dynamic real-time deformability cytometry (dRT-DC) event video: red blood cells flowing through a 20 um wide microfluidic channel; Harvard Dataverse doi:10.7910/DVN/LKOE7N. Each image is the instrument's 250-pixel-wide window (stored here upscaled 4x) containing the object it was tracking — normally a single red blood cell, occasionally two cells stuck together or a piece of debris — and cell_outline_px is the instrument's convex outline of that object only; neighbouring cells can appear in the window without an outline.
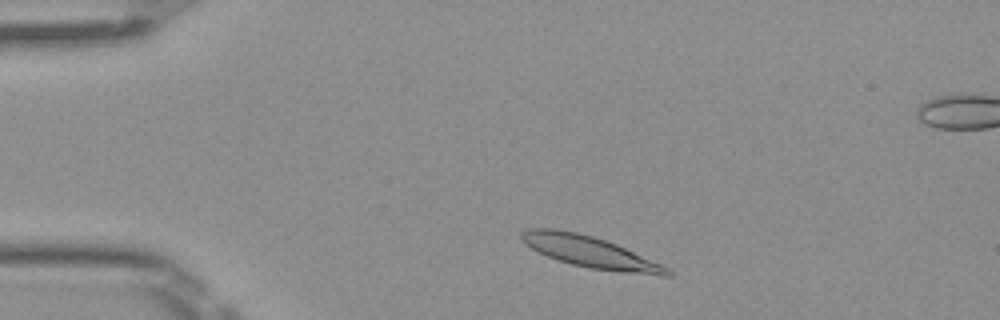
{"species": "Egyptian fruit bat (a non-hibernating species)", "species_latin": "Rousettus aegyptiacus", "temperature_condition": "room temperature", "stored_images_in_passage": 45, "camera_frame_rate_fps": 3000, "um_per_image_px": 0.085, "frame": {"image": 1, "passage_image": 4, "time_ms": 1.0, "image_size_px": [1000, 320], "cell_outline_px": [[672, 276], [660, 276], [620, 272], [588, 268], [556, 260], [524, 244], [520, 240], [520, 232], [528, 228], [556, 228], [576, 232], [592, 236], [616, 244], [660, 264], [668, 268], [672, 272]], "centroid_in_image_um": [50.11, 21.42], "position_along_channel_um": 34.9, "area_um2": 26.59}}
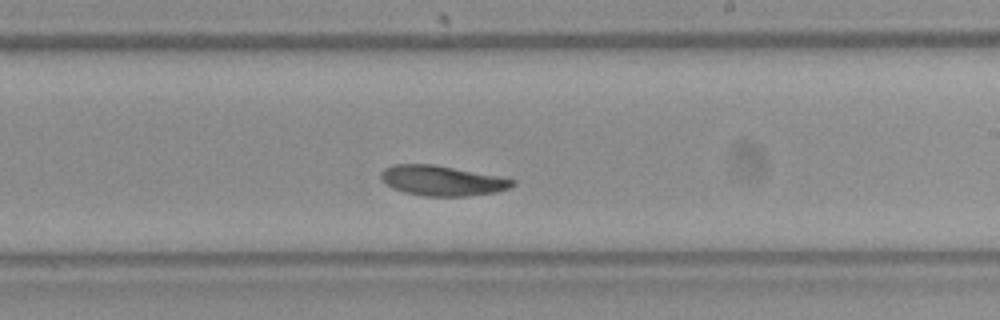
{"frame": {"image": 2, "passage_image": 24, "time_ms": 7.667, "image_size_px": [1000, 320], "cell_outline_px": [[516, 184], [508, 188], [496, 192], [464, 196], [424, 196], [404, 192], [392, 188], [380, 176], [380, 172], [384, 168], [392, 164], [432, 164], [500, 176], [516, 180]], "centroid_in_image_um": [37.58, 15.35], "position_along_channel_um": 251.4, "area_um2": 23.0}}
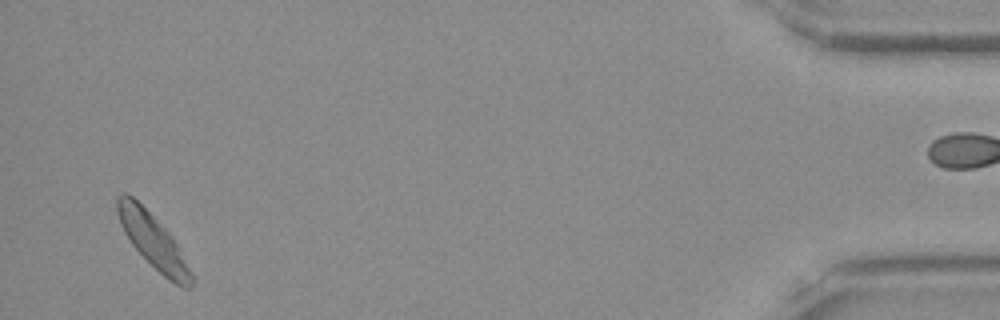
{"frame": {"image": 3, "passage_image": 43, "time_ms": 14.0, "image_size_px": [1000, 320], "cell_outline_px": [[192, 284], [188, 288], [184, 288], [168, 280], [132, 244], [124, 232], [120, 224], [116, 212], [116, 196], [120, 192], [128, 192], [172, 236], [192, 272]], "centroid_in_image_um": [12.97, 20.44], "position_along_channel_um": 422.2, "area_um2": 22.77}, "authors_computed_cell_mechanics": {"area_um2": 23.12, "velocity_mm_per_s": 3.9527, "shape_relaxation_time_tau1_ms": 4.0637, "shape_relaxation_time_tau2_ms": 1.8696, "deformation_change_tau1": 0.162, "deformation_change_tau2": 0.0679}}